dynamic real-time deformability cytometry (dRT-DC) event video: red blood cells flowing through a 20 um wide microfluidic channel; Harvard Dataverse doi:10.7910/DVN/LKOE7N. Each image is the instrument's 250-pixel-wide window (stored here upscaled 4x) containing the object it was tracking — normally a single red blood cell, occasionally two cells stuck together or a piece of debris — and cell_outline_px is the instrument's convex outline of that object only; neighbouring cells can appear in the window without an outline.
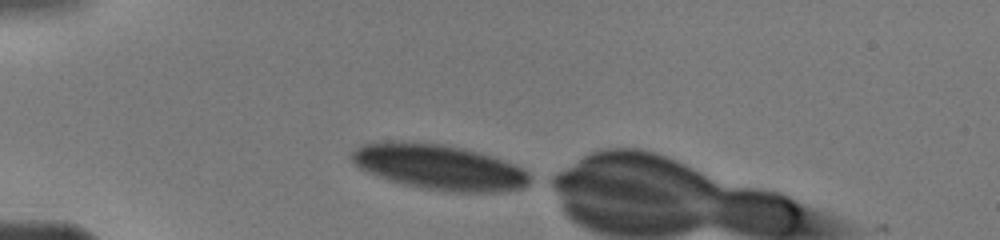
{"species": "human", "species_latin": "Homo sapiens", "temperature_condition": "warm", "stored_images_in_passage": 15, "camera_frame_rate_fps": 3000, "um_per_image_px": 0.085, "donor": {"sex": "male"}, "frame": {"image": 1, "passage_image": 1, "time_ms": 0.0, "image_size_px": [1000, 240], "cell_outline_px": [[528, 184], [524, 188], [504, 192], [456, 192], [424, 188], [404, 184], [388, 180], [360, 168], [348, 156], [348, 152], [360, 144], [392, 140], [396, 140], [440, 144], [464, 148], [480, 152], [516, 164], [528, 172]], "centroid_in_image_um": [37.3, 14.18], "position_along_channel_um": 47.7, "area_um2": 47.34}}
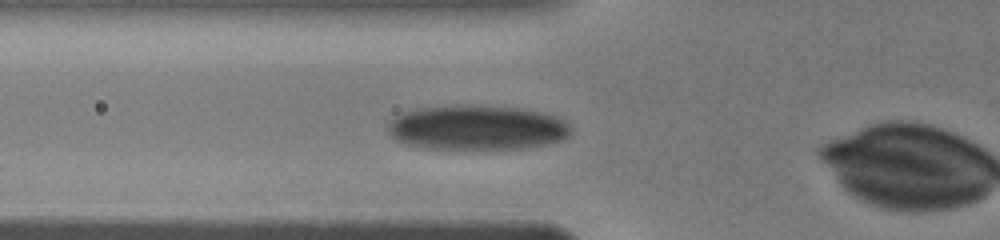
{"frame": {"image": 2, "passage_image": 12, "time_ms": 1.667, "image_size_px": [1000, 240], "cell_outline_px": [[572, 132], [564, 140], [552, 144], [528, 148], [424, 148], [408, 144], [396, 140], [388, 132], [388, 124], [396, 116], [404, 112], [416, 108], [452, 104], [480, 104], [524, 108], [556, 116], [564, 120], [572, 128]], "centroid_in_image_um": [40.6, 10.82], "position_along_channel_um": 85.2, "area_um2": 48.49}}